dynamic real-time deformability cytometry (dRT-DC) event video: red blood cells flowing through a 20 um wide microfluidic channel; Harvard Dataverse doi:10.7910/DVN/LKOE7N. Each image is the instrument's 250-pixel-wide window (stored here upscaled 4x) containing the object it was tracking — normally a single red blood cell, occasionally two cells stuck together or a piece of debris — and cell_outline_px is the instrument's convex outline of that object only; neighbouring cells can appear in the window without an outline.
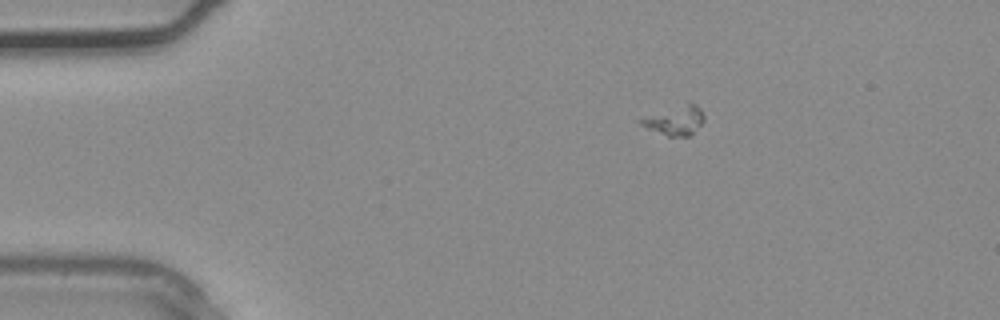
{"species": "common noctule bat (a hibernating species)", "species_latin": "Nyctalus noctula", "temperature_condition": "warm", "stored_images_in_passage": 3, "camera_frame_rate_fps": 3000, "um_per_image_px": 0.085, "animal": {"sex": "male", "body_mass_g": 20.4}, "frame": {"image": 1, "passage_image": 2, "time_ms": 0.333, "image_size_px": [1000, 320], "cell_outline_px": [[704, 120], [688, 136], [668, 136], [648, 128], [640, 124], [636, 120], [688, 100], [696, 104], [700, 108], [704, 116]], "centroid_in_image_um": [57.38, 10.18], "position_along_channel_um": 27.6, "area_um2": 10.81}}